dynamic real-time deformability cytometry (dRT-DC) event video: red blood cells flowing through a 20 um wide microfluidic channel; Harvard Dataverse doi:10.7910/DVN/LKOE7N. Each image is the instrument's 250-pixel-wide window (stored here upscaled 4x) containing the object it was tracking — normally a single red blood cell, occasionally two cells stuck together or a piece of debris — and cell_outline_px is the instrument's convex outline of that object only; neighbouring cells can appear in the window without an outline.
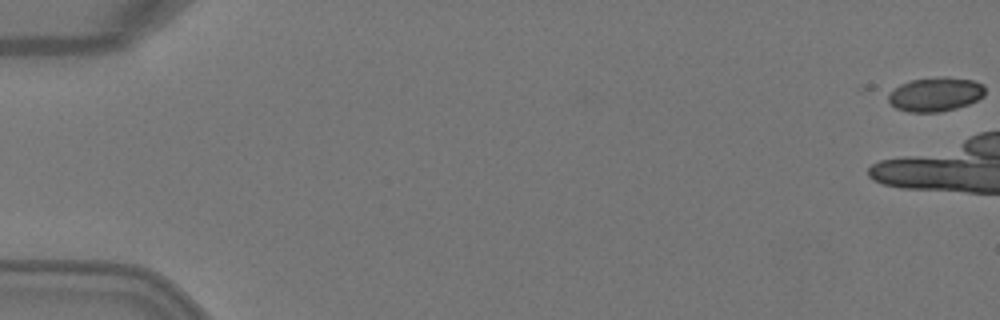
{"species": "Egyptian fruit bat (a non-hibernating species)", "species_latin": "Rousettus aegyptiacus", "temperature_condition": "warm", "stored_images_in_passage": 9, "camera_frame_rate_fps": 3000, "um_per_image_px": 0.085, "animal": {"sex": "female"}, "frame": {"image": 1, "passage_image": 1, "time_ms": 0.0, "image_size_px": [1000, 320], "cell_outline_px": [[984, 96], [968, 104], [956, 108], [940, 112], [908, 112], [896, 108], [888, 100], [888, 92], [900, 84], [912, 80], [940, 76], [948, 76], [972, 80], [984, 84]], "centroid_in_image_um": [79.5, 8.0], "position_along_channel_um": 5.5, "area_um2": 19.36}}
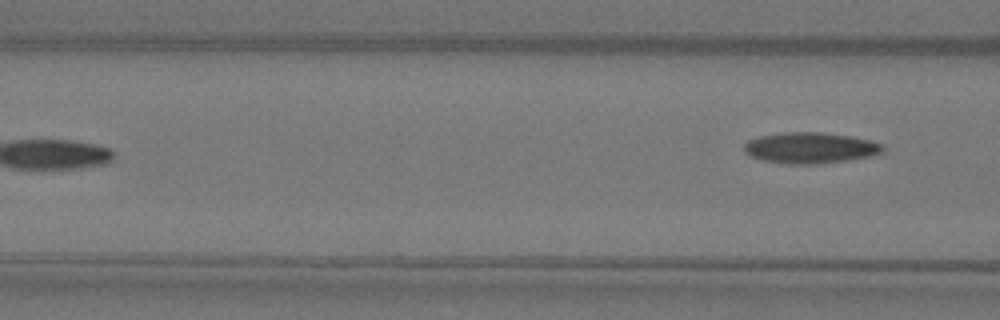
{"frame": {"image": 2, "passage_image": 9, "time_ms": 2.667, "image_size_px": [1000, 320], "cell_outline_px": [[884, 152], [872, 156], [848, 160], [816, 164], [792, 164], [764, 160], [748, 156], [744, 152], [744, 144], [748, 140], [760, 136], [784, 132], [820, 132], [848, 136], [868, 140], [880, 144], [884, 148]], "centroid_in_image_um": [68.85, 12.57], "position_along_channel_um": 97.8, "area_um2": 24.91}}